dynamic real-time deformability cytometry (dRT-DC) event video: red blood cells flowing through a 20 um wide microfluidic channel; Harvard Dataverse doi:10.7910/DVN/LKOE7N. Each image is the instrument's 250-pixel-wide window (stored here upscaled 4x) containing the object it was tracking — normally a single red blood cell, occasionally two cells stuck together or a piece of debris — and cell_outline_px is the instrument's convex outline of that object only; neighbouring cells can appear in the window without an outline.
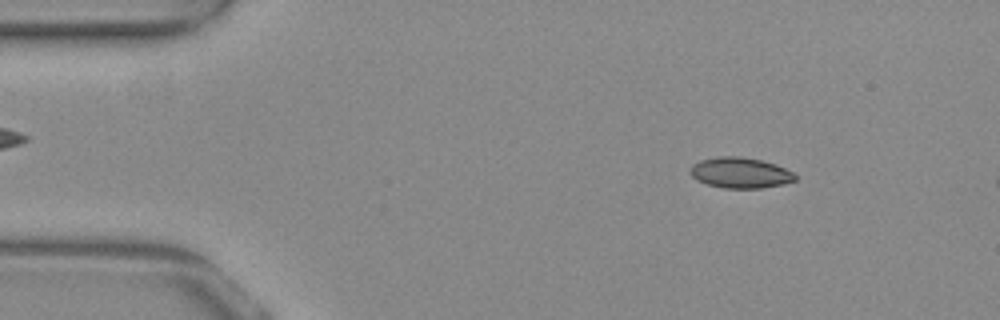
{"species": "common noctule bat (a hibernating species)", "species_latin": "Nyctalus noctula", "temperature_condition": "warm", "stored_images_in_passage": 52, "camera_frame_rate_fps": 3000, "um_per_image_px": 0.085, "animal": {"sex": "female", "body_mass_g": 29.2, "forearm_length_mm": 56.3}, "frame": {"image": 1, "passage_image": 7, "time_ms": 2.0, "image_size_px": [1000, 320], "cell_outline_px": [[796, 180], [784, 184], [764, 188], [724, 188], [708, 184], [696, 180], [688, 172], [692, 164], [700, 160], [716, 156], [740, 156], [760, 160], [776, 164], [792, 172], [796, 176]], "centroid_in_image_um": [62.9, 14.68], "position_along_channel_um": 22.1, "area_um2": 18.9}}
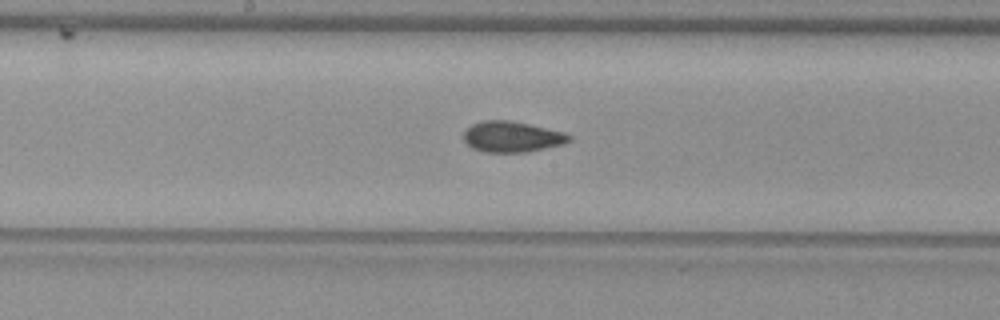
{"frame": {"image": 2, "passage_image": 27, "time_ms": 8.667, "image_size_px": [1000, 320], "cell_outline_px": [[572, 140], [564, 144], [524, 152], [484, 152], [472, 148], [464, 140], [464, 132], [472, 124], [484, 120], [508, 120], [528, 124], [564, 132], [572, 136]], "centroid_in_image_um": [43.53, 11.62], "position_along_channel_um": 204.7, "area_um2": 18.79}}
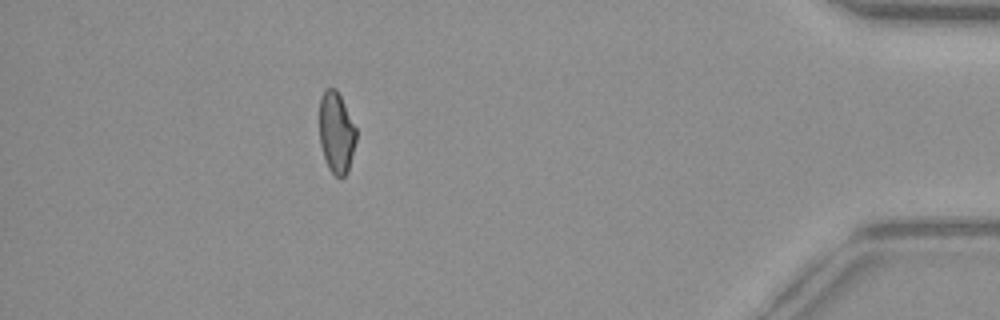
{"frame": {"image": 3, "passage_image": 47, "time_ms": 15.333, "image_size_px": [1000, 320], "cell_outline_px": [[356, 140], [348, 172], [340, 180], [328, 168], [320, 144], [320, 96], [324, 88], [336, 88], [356, 128]], "centroid_in_image_um": [28.58, 11.28], "position_along_channel_um": 406.6, "area_um2": 17.4}, "authors_computed_cell_mechanics": {"area_um2": 18.7561, "velocity_mm_per_s": 3.8817, "shape_relaxation_time_tau1_ms": null, "shape_relaxation_time_tau2_ms": 2.4298, "deformation_change_tau1": null, "deformation_change_tau2": 0.0583}}